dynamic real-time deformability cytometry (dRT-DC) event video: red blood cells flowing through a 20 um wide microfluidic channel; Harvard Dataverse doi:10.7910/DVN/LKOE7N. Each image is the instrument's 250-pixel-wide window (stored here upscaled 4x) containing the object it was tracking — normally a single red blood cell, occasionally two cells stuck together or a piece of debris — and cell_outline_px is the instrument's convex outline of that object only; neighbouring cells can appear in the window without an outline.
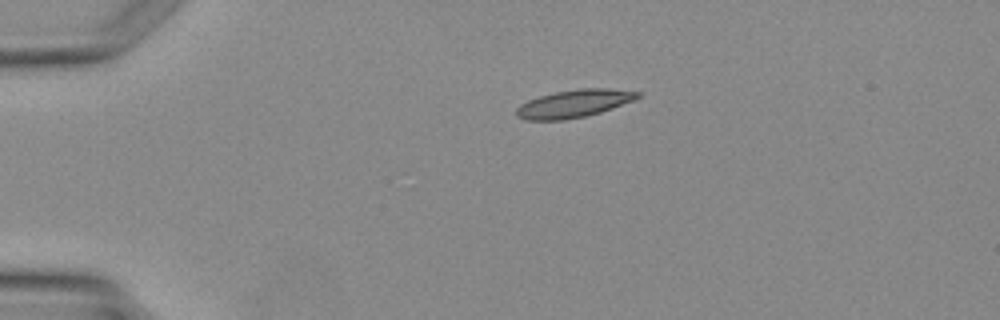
{"species": "Egyptian fruit bat (a non-hibernating species)", "species_latin": "Rousettus aegyptiacus", "temperature_condition": "warm", "stored_images_in_passage": 4, "camera_frame_rate_fps": 3000, "um_per_image_px": 0.085, "animal": {"sex": "female"}, "frame": {"image": 1, "passage_image": 4, "time_ms": 4.0, "image_size_px": [1000, 320], "cell_outline_px": [[640, 96], [632, 100], [612, 108], [600, 112], [584, 116], [564, 120], [524, 120], [516, 116], [516, 108], [520, 104], [528, 100], [540, 96], [556, 92], [580, 88], [608, 88], [640, 92]], "centroid_in_image_um": [48.74, 8.81], "position_along_channel_um": 36.3, "area_um2": 19.42}}